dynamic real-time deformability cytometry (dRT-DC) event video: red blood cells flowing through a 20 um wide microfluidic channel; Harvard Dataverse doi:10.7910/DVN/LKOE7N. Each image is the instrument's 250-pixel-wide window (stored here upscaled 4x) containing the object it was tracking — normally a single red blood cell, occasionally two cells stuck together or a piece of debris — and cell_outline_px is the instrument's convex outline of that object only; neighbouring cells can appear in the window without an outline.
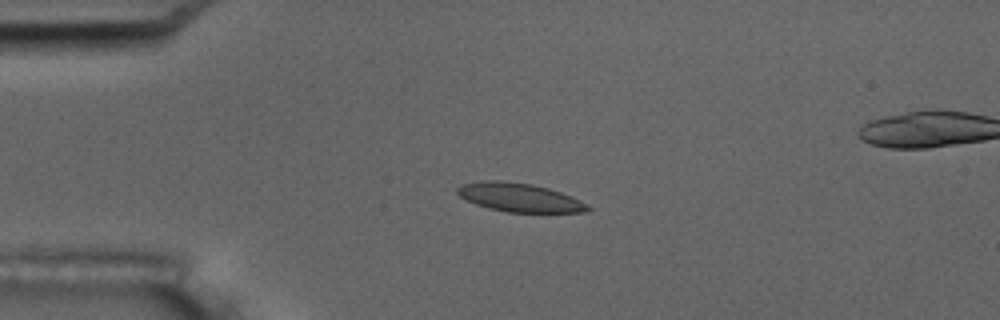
{"species": "common noctule bat (a hibernating species)", "species_latin": "Nyctalus noctula", "temperature_condition": "room temperature", "stored_images_in_passage": 6, "camera_frame_rate_fps": 3000, "um_per_image_px": 0.085, "animal": {"sex": "male", "body_mass_g": 17.5, "forearm_length_mm": 52.3}, "frame": {"image": 1, "passage_image": 4, "time_ms": 3.333, "image_size_px": [1000, 320], "cell_outline_px": [[592, 208], [588, 212], [508, 212], [488, 208], [476, 204], [460, 196], [456, 192], [456, 188], [460, 184], [480, 180], [496, 180], [532, 184], [548, 188], [560, 192], [588, 204]], "centroid_in_image_um": [44.13, 16.78], "position_along_channel_um": 40.9, "area_um2": 21.73}}